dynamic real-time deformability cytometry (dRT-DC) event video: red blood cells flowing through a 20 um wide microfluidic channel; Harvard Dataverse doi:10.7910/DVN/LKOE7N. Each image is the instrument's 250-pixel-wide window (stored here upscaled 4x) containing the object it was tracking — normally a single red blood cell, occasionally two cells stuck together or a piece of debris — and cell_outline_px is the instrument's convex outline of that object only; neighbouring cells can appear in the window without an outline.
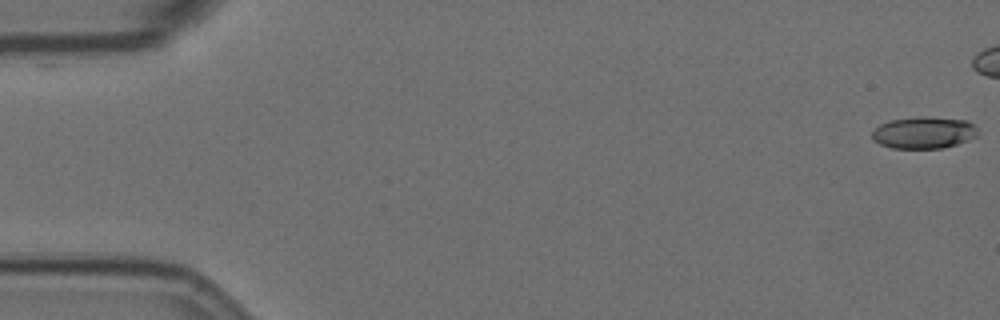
{"species": "Egyptian fruit bat (a non-hibernating species)", "species_latin": "Rousettus aegyptiacus", "temperature_condition": "room temperature", "stored_images_in_passage": 33, "camera_frame_rate_fps": 3000, "um_per_image_px": 0.085, "animal": {"sex": "female"}, "frame": {"image": 1, "passage_image": 1, "time_ms": 0.0, "image_size_px": [1000, 320], "cell_outline_px": [[976, 136], [968, 140], [956, 144], [940, 148], [892, 148], [880, 144], [872, 140], [872, 132], [880, 124], [888, 120], [916, 116], [928, 116], [968, 120], [976, 128]], "centroid_in_image_um": [78.49, 11.25], "position_along_channel_um": 6.5, "area_um2": 19.71}}
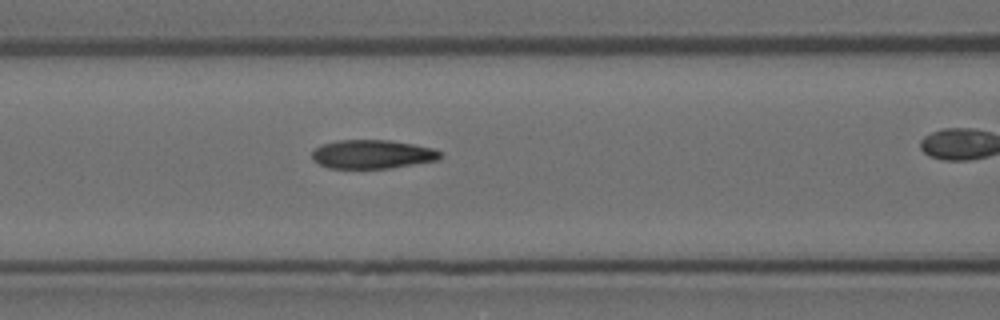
{"frame": {"image": 2, "passage_image": 24, "time_ms": 7.667, "image_size_px": [1000, 320], "cell_outline_px": [[440, 156], [436, 160], [392, 168], [328, 168], [312, 160], [312, 152], [316, 148], [324, 144], [336, 140], [388, 140], [412, 144], [432, 148], [440, 152]], "centroid_in_image_um": [31.61, 13.11], "position_along_channel_um": 135.0, "area_um2": 21.27}}
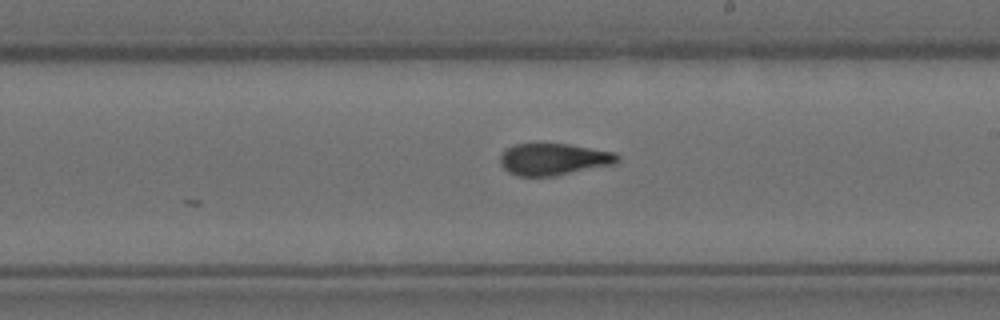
{"frame": {"image": 3, "passage_image": 33, "time_ms": 10.667, "image_size_px": [1000, 320], "cell_outline_px": [[620, 160], [612, 164], [556, 176], [516, 176], [508, 172], [500, 164], [500, 156], [508, 148], [516, 144], [568, 144], [612, 152], [620, 156]], "centroid_in_image_um": [47.04, 13.55], "position_along_channel_um": 242.0, "area_um2": 21.5}}